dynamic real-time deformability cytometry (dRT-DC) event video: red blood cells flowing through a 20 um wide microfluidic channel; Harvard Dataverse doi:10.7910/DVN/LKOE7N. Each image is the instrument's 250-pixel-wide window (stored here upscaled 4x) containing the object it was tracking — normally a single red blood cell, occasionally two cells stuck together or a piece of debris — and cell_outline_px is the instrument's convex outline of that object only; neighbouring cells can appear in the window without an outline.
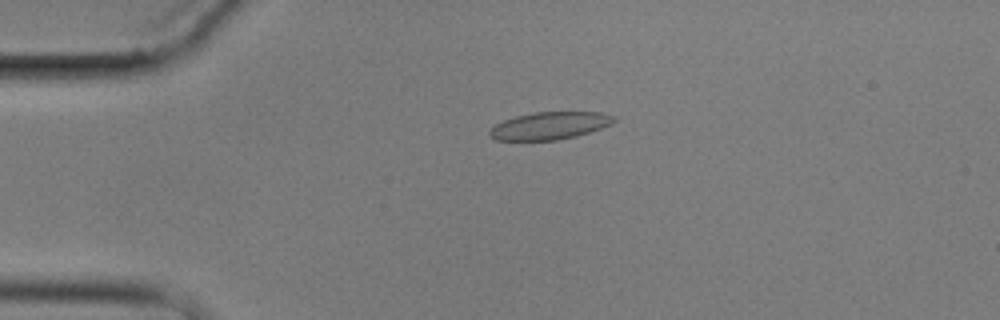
{"species": "common noctule bat (a hibernating species)", "species_latin": "Nyctalus noctula", "temperature_condition": "cold", "stored_images_in_passage": 4, "camera_frame_rate_fps": 3000, "um_per_image_px": 0.085, "animal": {"sex": "male", "body_mass_g": 17.9}, "frame": {"image": 1, "passage_image": 3, "time_ms": 3.333, "image_size_px": [1000, 320], "cell_outline_px": [[616, 120], [600, 128], [576, 136], [556, 140], [496, 140], [488, 136], [488, 132], [496, 124], [504, 120], [516, 116], [536, 112], [600, 112], [616, 116]], "centroid_in_image_um": [46.69, 10.68], "position_along_channel_um": 38.3, "area_um2": 19.71}}